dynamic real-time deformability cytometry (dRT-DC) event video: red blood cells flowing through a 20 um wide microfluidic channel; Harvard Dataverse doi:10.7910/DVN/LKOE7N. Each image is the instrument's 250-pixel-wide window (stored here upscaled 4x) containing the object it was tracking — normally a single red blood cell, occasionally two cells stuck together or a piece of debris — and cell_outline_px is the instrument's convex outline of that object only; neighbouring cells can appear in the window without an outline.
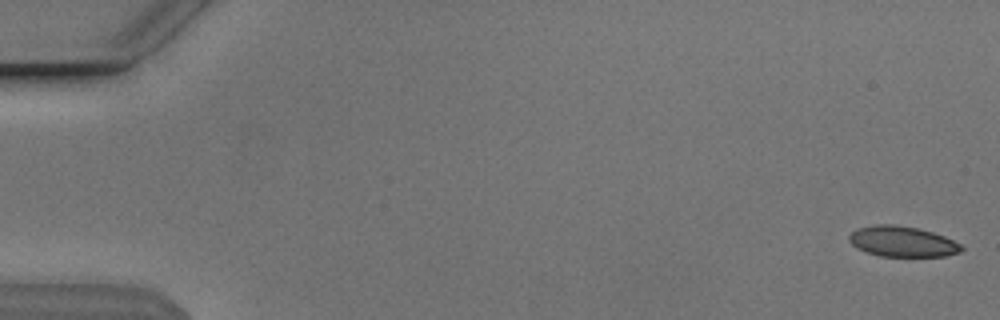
{"species": "Egyptian fruit bat (a non-hibernating species)", "species_latin": "Rousettus aegyptiacus", "temperature_condition": "cold", "stored_images_in_passage": 55, "segment_of_instrument_passage": [1, 2], "camera_frame_rate_fps": 3000, "um_per_image_px": 0.085, "animal": {"sex": "male"}, "frame": {"image": 1, "passage_image": 1, "time_ms": 0.0, "image_size_px": [1000, 320], "cell_outline_px": [[964, 248], [960, 252], [944, 256], [880, 256], [856, 248], [848, 240], [848, 236], [856, 228], [872, 224], [896, 224], [920, 228], [944, 236], [960, 244]], "centroid_in_image_um": [76.67, 20.51], "position_along_channel_um": 8.3, "area_um2": 20.11}}
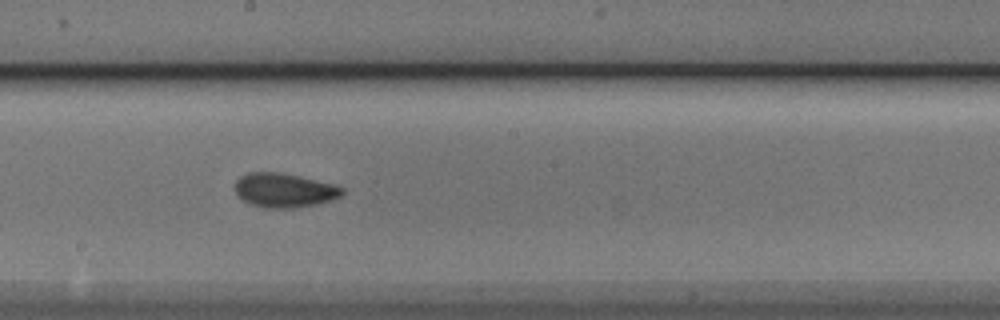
{"frame": {"image": 2, "passage_image": 30, "time_ms": 9.667, "image_size_px": [1000, 320], "cell_outline_px": [[344, 192], [340, 196], [332, 200], [316, 204], [292, 208], [264, 208], [248, 204], [236, 192], [232, 184], [240, 176], [248, 172], [280, 172], [300, 176], [332, 184], [344, 188]], "centroid_in_image_um": [24.12, 16.17], "position_along_channel_um": 224.1, "area_um2": 21.5}}
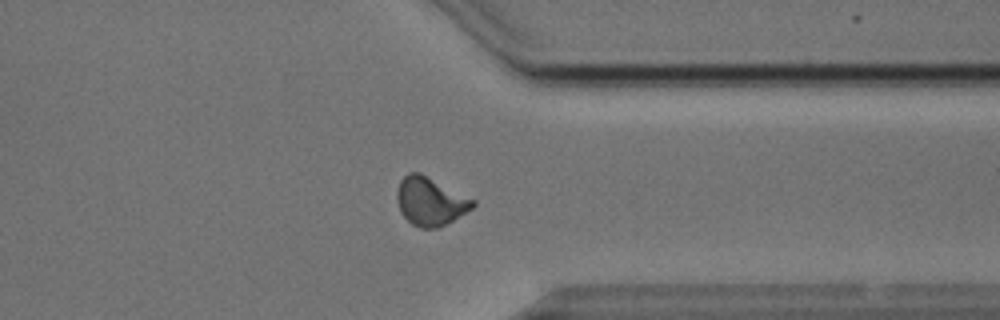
{"frame": {"image": 3, "passage_image": 42, "time_ms": 13.667, "image_size_px": [1000, 320], "cell_outline_px": [[476, 204], [472, 208], [452, 220], [436, 228], [420, 228], [412, 224], [400, 212], [396, 196], [396, 192], [400, 180], [408, 172], [420, 172], [476, 200]], "centroid_in_image_um": [36.56, 17.09], "position_along_channel_um": 374.8, "area_um2": 21.27}}